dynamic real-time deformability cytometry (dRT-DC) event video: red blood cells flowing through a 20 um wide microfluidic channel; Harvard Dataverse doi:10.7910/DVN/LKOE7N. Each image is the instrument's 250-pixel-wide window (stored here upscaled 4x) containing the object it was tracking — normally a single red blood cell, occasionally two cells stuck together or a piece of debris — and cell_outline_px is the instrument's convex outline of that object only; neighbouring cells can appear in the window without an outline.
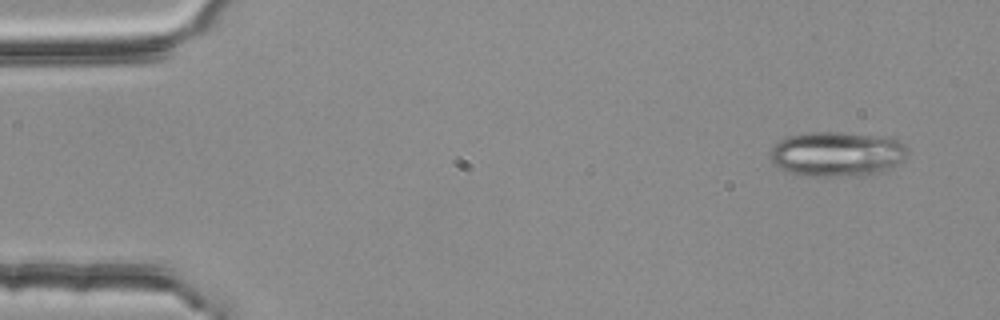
{"species": "common noctule bat (a hibernating species)", "species_latin": "Nyctalus noctula", "temperature_condition": "room temperature", "stored_images_in_passage": 5, "camera_frame_rate_fps": 3000, "um_per_image_px": 0.085, "animal": {"sex": "female", "body_mass_g": 25.1}, "frame": {"image": 1, "passage_image": 1, "time_ms": 0.0, "image_size_px": [1000, 320], "cell_outline_px": [[908, 152], [896, 164], [884, 172], [876, 176], [800, 176], [776, 168], [772, 164], [772, 148], [784, 136], [808, 132], [836, 132], [888, 136], [900, 140], [908, 148]], "centroid_in_image_um": [71.16, 13.1], "position_along_channel_um": 13.8, "area_um2": 36.7}}